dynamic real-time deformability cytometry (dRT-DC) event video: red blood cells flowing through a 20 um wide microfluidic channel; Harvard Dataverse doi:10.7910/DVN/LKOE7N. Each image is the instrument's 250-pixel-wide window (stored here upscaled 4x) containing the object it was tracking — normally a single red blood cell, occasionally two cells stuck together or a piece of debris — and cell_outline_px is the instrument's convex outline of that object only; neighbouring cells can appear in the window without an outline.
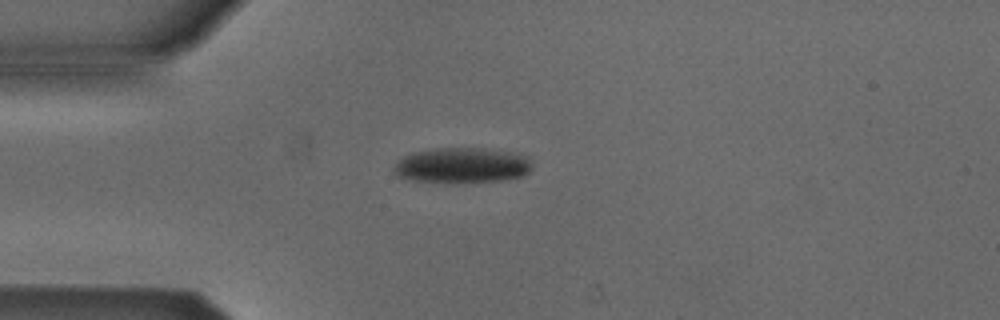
{"species": "Egyptian fruit bat (a non-hibernating species)", "species_latin": "Rousettus aegyptiacus", "temperature_condition": "cold", "stored_images_in_passage": 3, "camera_frame_rate_fps": 3000, "um_per_image_px": 0.085, "animal": {"sex": "male"}, "frame": {"image": 1, "passage_image": 3, "time_ms": 0.667, "image_size_px": [1000, 320], "cell_outline_px": [[532, 168], [524, 176], [500, 180], [412, 180], [396, 176], [392, 172], [392, 168], [404, 156], [420, 152], [440, 148], [476, 148], [508, 152], [528, 156], [532, 164]], "centroid_in_image_um": [39.3, 14.03], "position_along_channel_um": 45.7, "area_um2": 27.28}}